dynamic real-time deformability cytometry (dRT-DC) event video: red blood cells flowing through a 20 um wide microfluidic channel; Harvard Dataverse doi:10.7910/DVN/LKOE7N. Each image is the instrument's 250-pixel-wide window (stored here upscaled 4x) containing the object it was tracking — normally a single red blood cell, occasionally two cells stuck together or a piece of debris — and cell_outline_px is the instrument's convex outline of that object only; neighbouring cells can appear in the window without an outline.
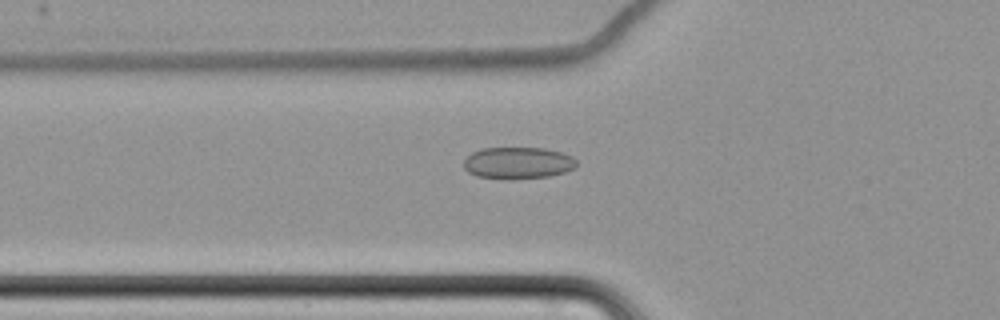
{"species": "common noctule bat (a hibernating species)", "species_latin": "Nyctalus noctula", "temperature_condition": "cold", "stored_images_in_passage": 62, "camera_frame_rate_fps": 3000, "um_per_image_px": 0.085, "animal": {"sex": "female", "body_mass_g": 22.7, "forearm_length_mm": 54.2}, "frame": {"image": 1, "passage_image": 24, "time_ms": 7.667, "image_size_px": [1000, 320], "cell_outline_px": [[576, 164], [572, 168], [564, 172], [548, 176], [508, 180], [476, 176], [468, 172], [464, 168], [464, 160], [472, 152], [484, 148], [544, 148], [564, 152], [572, 156], [576, 160]], "centroid_in_image_um": [44.01, 13.85], "position_along_channel_um": 81.8, "area_um2": 20.98}}
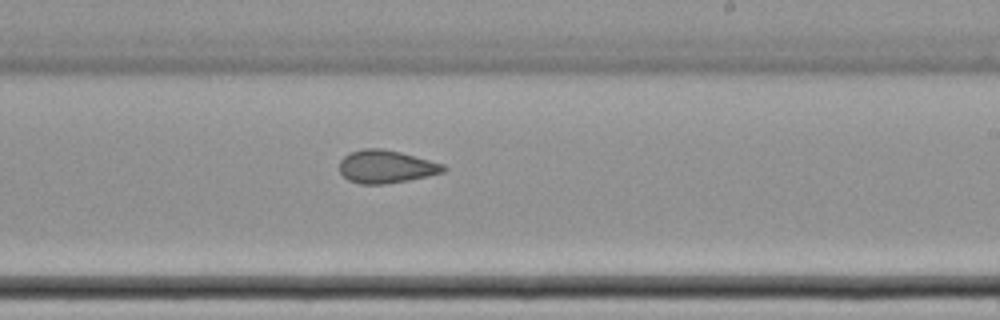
{"frame": {"image": 2, "passage_image": 39, "time_ms": 12.667, "image_size_px": [1000, 320], "cell_outline_px": [[448, 168], [444, 172], [428, 176], [408, 180], [384, 184], [360, 184], [348, 180], [340, 172], [340, 160], [348, 152], [364, 148], [384, 148], [400, 152], [444, 164]], "centroid_in_image_um": [32.81, 14.16], "position_along_channel_um": 256.2, "area_um2": 20.06}}
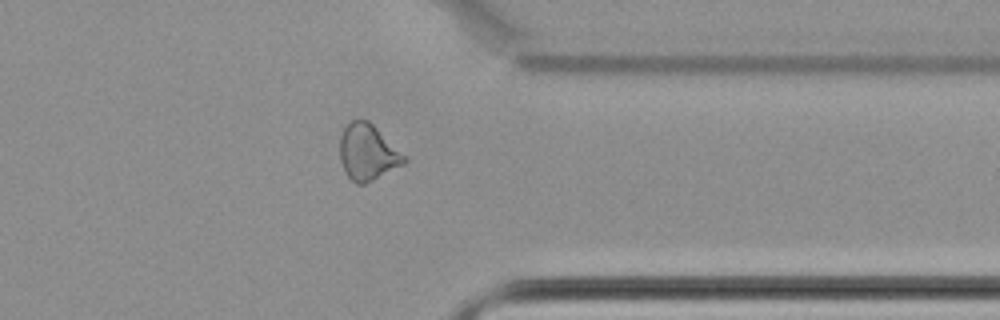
{"frame": {"image": 3, "passage_image": 50, "time_ms": 16.333, "image_size_px": [1000, 320], "cell_outline_px": [[408, 160], [404, 164], [364, 184], [356, 184], [348, 176], [340, 160], [340, 136], [344, 128], [352, 120], [368, 120], [408, 156]], "centroid_in_image_um": [31.28, 12.94], "position_along_channel_um": 380.1, "area_um2": 20.98}, "authors_computed_cell_mechanics": {"area_um2": 21.4727, "velocity_mm_per_s": 3.4988, "shape_relaxation_time_tau1_ms": null, "shape_relaxation_time_tau2_ms": 4.3759, "deformation_change_tau1": null, "deformation_change_tau2": 0.096}}